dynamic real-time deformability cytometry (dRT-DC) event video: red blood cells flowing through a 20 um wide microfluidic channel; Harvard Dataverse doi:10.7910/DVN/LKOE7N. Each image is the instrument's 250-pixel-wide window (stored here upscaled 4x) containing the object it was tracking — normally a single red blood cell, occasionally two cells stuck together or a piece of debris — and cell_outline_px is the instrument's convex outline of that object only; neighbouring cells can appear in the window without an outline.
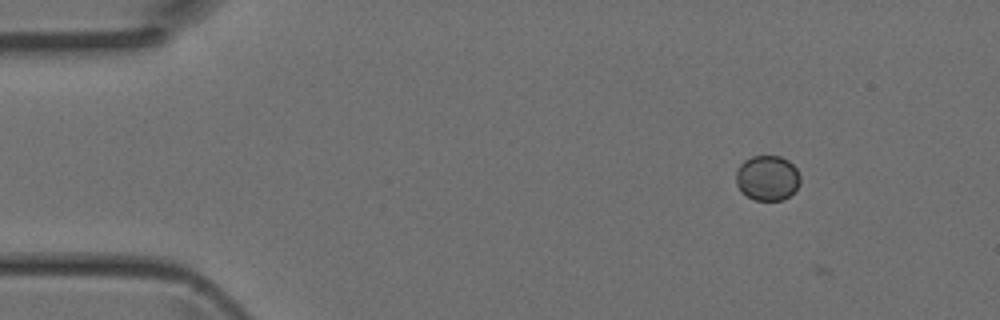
{"species": "Egyptian fruit bat (a non-hibernating species)", "species_latin": "Rousettus aegyptiacus", "temperature_condition": "room temperature", "stored_images_in_passage": 6, "segment_of_instrument_passage": [1, 2], "camera_frame_rate_fps": 3000, "um_per_image_px": 0.085, "animal": {"sex": "female"}, "frame": {"image": 1, "passage_image": 2, "time_ms": 0.333, "image_size_px": [1000, 320], "cell_outline_px": [[800, 184], [784, 200], [756, 200], [740, 192], [736, 184], [736, 172], [740, 164], [744, 160], [752, 156], [780, 156], [788, 160], [796, 168], [800, 176]], "centroid_in_image_um": [65.21, 15.12], "position_along_channel_um": 19.8, "area_um2": 16.94}}